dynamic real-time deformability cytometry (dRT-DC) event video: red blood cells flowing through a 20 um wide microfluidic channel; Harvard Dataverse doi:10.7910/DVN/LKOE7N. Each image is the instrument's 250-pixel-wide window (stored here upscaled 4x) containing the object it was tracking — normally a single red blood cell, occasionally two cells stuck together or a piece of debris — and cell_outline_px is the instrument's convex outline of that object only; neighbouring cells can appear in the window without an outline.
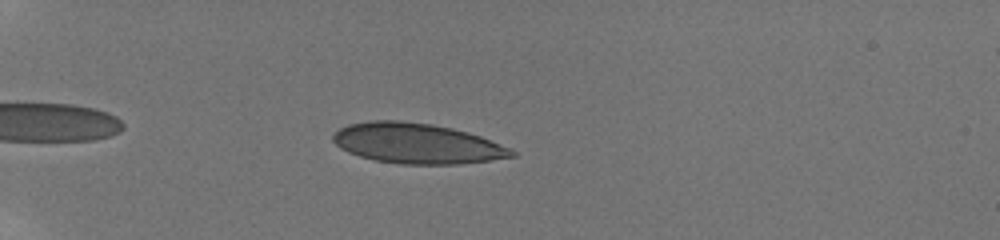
{"species": "human", "species_latin": "Homo sapiens", "temperature_condition": "room temperature", "stored_images_in_passage": 44, "camera_frame_rate_fps": 3000, "um_per_image_px": 0.085, "donor": {"sex": "male"}, "frame": {"image": 1, "passage_image": 6, "time_ms": 1.667, "image_size_px": [1000, 240], "cell_outline_px": [[516, 156], [460, 164], [400, 164], [376, 160], [360, 156], [348, 152], [340, 148], [332, 140], [332, 136], [340, 128], [348, 124], [372, 120], [400, 120], [432, 124], [452, 128], [468, 132], [480, 136], [512, 148], [516, 152]], "centroid_in_image_um": [35.44, 12.19], "position_along_channel_um": 49.6, "area_um2": 41.96}}
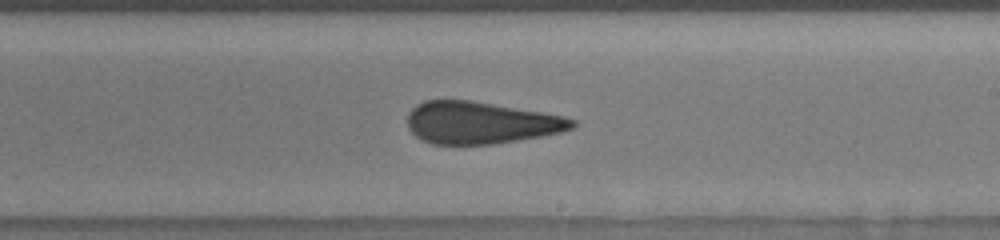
{"frame": {"image": 2, "passage_image": 25, "time_ms": 8.0, "image_size_px": [1000, 240], "cell_outline_px": [[576, 124], [572, 128], [560, 132], [540, 136], [492, 144], [432, 144], [420, 140], [408, 128], [408, 112], [416, 104], [424, 100], [472, 100], [564, 116], [576, 120]], "centroid_in_image_um": [40.81, 10.42], "position_along_channel_um": 248.2, "area_um2": 40.34}}
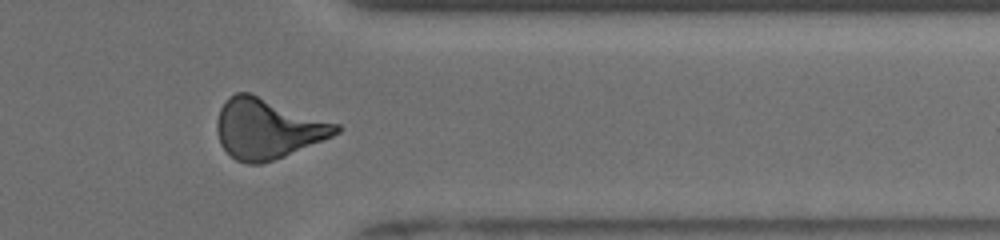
{"frame": {"image": 3, "passage_image": 36, "time_ms": 11.667, "image_size_px": [1000, 240], "cell_outline_px": [[344, 128], [340, 132], [332, 136], [284, 156], [260, 164], [248, 164], [236, 160], [220, 144], [216, 128], [216, 120], [220, 108], [228, 96], [236, 92], [248, 92], [340, 124]], "centroid_in_image_um": [22.74, 10.92], "position_along_channel_um": 388.7, "area_um2": 41.62}, "authors_computed_cell_mechanics": {"area_um2": 40.9224, "velocity_mm_per_s": 3.8846, "shape_relaxation_time_tau1_ms": null, "shape_relaxation_time_tau2_ms": 1.1437, "deformation_change_tau1": null, "deformation_change_tau2": 0.0753}}